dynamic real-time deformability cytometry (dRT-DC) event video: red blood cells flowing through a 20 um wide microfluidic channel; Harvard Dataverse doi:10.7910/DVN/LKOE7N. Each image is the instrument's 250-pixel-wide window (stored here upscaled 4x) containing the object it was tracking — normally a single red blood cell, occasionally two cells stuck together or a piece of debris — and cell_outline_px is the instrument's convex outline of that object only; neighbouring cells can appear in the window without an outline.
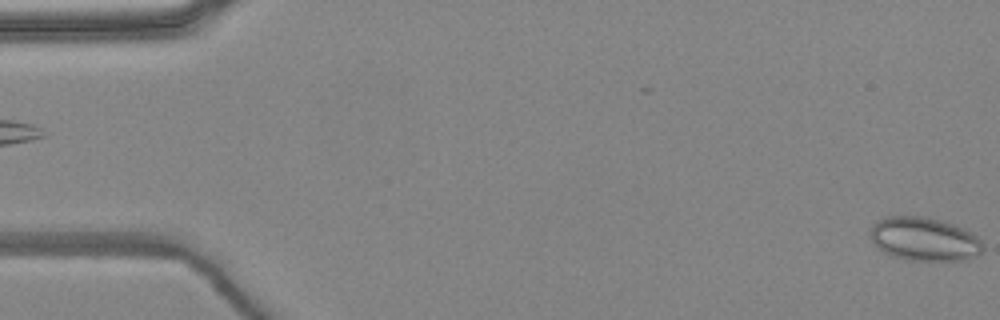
{"species": "common noctule bat (a hibernating species)", "species_latin": "Nyctalus noctula", "temperature_condition": "warm", "stored_images_in_passage": 2, "camera_frame_rate_fps": 3000, "um_per_image_px": 0.085, "animal": {"sex": "female", "body_mass_g": 24.6, "forearm_length_mm": 56.2}, "frame": {"image": 1, "passage_image": 2, "time_ms": 0.333, "image_size_px": [1000, 320], "cell_outline_px": [[984, 248], [980, 252], [964, 260], [908, 260], [892, 256], [884, 252], [872, 240], [868, 232], [868, 228], [876, 220], [888, 216], [924, 216], [940, 220], [964, 228], [972, 232], [980, 240]], "centroid_in_image_um": [78.51, 20.3], "position_along_channel_um": 6.5, "area_um2": 28.61}}